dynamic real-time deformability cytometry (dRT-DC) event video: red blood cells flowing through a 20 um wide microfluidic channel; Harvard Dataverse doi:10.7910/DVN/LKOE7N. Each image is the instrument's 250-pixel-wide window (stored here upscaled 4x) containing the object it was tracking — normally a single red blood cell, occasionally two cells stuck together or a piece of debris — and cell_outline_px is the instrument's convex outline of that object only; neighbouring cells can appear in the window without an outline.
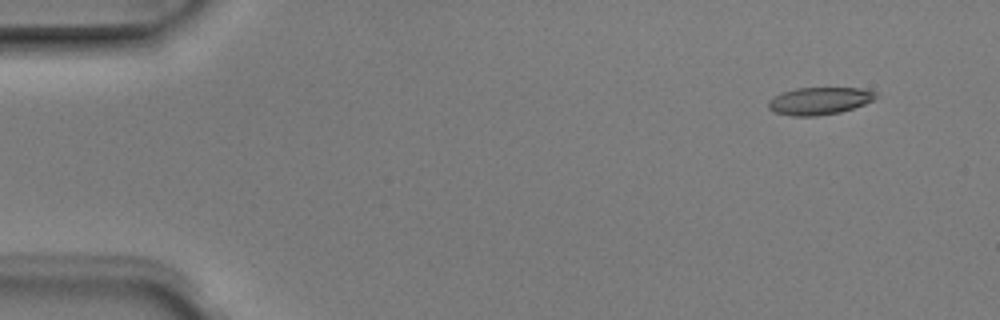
{"species": "Egyptian fruit bat (a non-hibernating species)", "species_latin": "Rousettus aegyptiacus", "temperature_condition": "room temperature", "stored_images_in_passage": 4, "segment_of_instrument_passage": [2, 2], "camera_frame_rate_fps": 3000, "um_per_image_px": 0.085, "animal": {"sex": "male"}, "frame": {"image": 1, "passage_image": 4, "time_ms": 1.0, "image_size_px": [1000, 320], "cell_outline_px": [[880, 96], [864, 104], [840, 112], [816, 116], [792, 116], [776, 112], [768, 108], [768, 100], [784, 92], [796, 88], [864, 88], [876, 92]], "centroid_in_image_um": [69.68, 8.57], "position_along_channel_um": 15.3, "area_um2": 17.05}}